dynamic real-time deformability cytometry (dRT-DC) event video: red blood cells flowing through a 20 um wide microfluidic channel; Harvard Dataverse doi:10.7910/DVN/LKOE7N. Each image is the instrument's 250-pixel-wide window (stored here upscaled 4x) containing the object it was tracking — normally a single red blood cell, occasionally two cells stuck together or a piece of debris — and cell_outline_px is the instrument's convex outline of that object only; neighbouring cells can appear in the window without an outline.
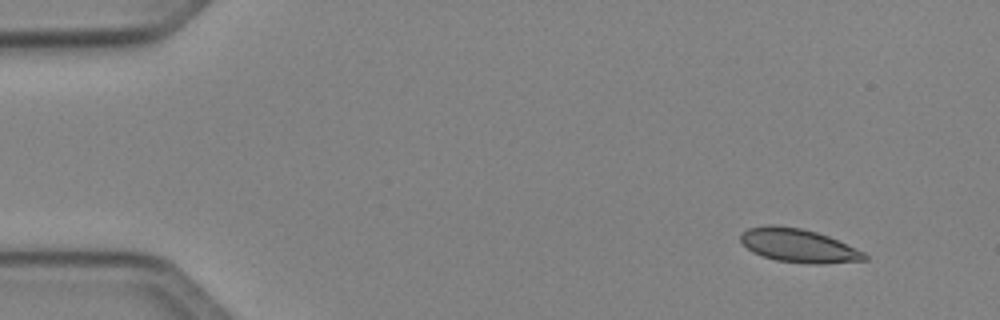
{"species": "Egyptian fruit bat (a non-hibernating species)", "species_latin": "Rousettus aegyptiacus", "temperature_condition": "cold", "stored_images_in_passage": 5, "camera_frame_rate_fps": 3000, "um_per_image_px": 0.085, "animal": {"sex": "female"}, "frame": {"image": 1, "passage_image": 1, "time_ms": 0.0, "image_size_px": [1000, 320], "cell_outline_px": [[868, 260], [824, 264], [808, 264], [776, 260], [752, 252], [740, 240], [740, 232], [748, 228], [768, 224], [772, 224], [800, 228], [816, 232], [828, 236], [864, 252], [868, 256]], "centroid_in_image_um": [67.86, 20.87], "position_along_channel_um": 17.1, "area_um2": 24.28}}
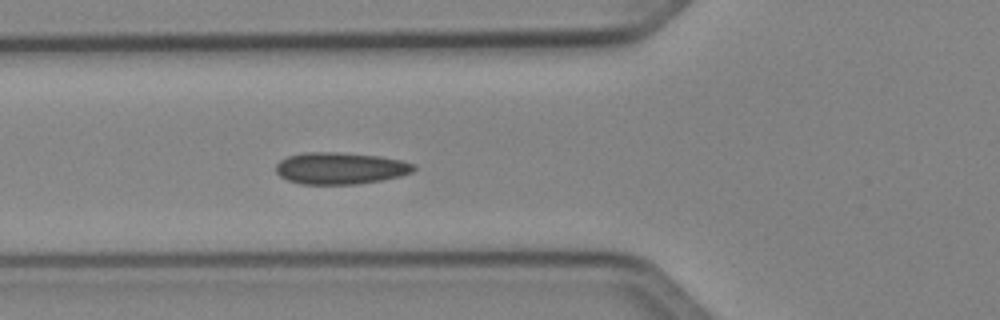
{"frame": {"image": 2, "passage_image": 5, "time_ms": 4.667, "image_size_px": [1000, 320], "cell_outline_px": [[416, 168], [412, 172], [400, 176], [384, 180], [356, 184], [300, 184], [288, 180], [280, 176], [276, 172], [276, 164], [280, 160], [288, 156], [304, 152], [336, 152], [380, 156], [400, 160], [416, 164]], "centroid_in_image_um": [28.93, 14.3], "position_along_channel_um": 96.9, "area_um2": 25.66}}